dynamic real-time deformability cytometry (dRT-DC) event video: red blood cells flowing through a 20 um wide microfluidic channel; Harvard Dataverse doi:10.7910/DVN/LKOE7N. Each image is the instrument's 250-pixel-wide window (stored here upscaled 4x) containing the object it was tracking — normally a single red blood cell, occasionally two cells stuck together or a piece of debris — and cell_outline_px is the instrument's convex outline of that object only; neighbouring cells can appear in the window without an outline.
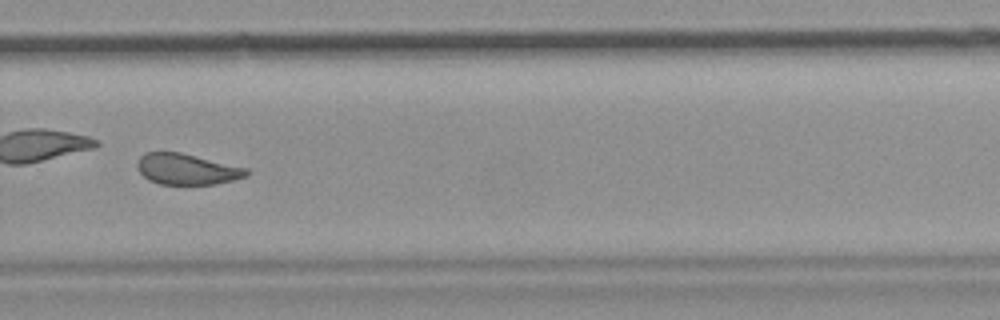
{"species": "common noctule bat (a hibernating species)", "species_latin": "Nyctalus noctula", "temperature_condition": "room temperature", "stored_images_in_passage": 39, "camera_frame_rate_fps": 3000, "um_per_image_px": 0.085, "animal": {"sex": "female", "body_mass_g": 19.9}, "frame": {"image": 1, "passage_image": 23, "time_ms": 7.333, "image_size_px": [1000, 320], "cell_outline_px": [[248, 176], [216, 184], [160, 184], [148, 180], [140, 172], [136, 164], [140, 156], [144, 152], [180, 152], [248, 168]], "centroid_in_image_um": [15.87, 14.37], "position_along_channel_um": 313.9, "area_um2": 19.65}, "authors_computed_cell_mechanics": {"area_um2": 20.6924, "velocity_mm_per_s": 3.7157, "shape_relaxation_time_tau1_ms": null, "shape_relaxation_time_tau2_ms": 2.2277, "deformation_change_tau1": null, "deformation_change_tau2": 0.0824}}